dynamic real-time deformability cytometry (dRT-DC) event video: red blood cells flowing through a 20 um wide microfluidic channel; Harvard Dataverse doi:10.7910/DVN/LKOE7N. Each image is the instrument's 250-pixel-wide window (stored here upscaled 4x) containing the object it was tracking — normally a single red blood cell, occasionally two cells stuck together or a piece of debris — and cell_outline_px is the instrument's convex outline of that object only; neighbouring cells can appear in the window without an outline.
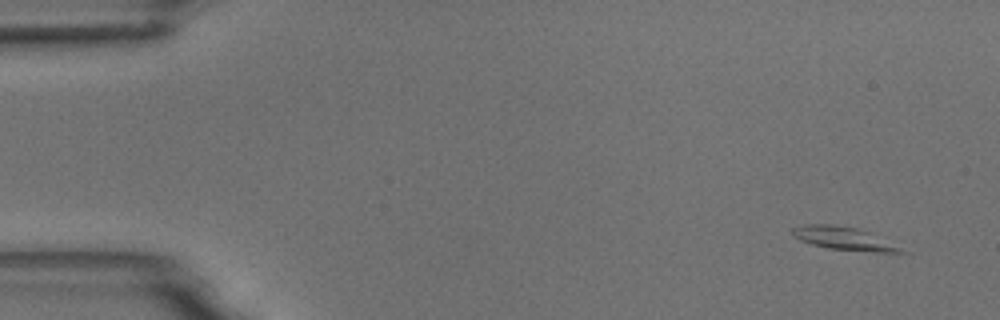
{"species": "common noctule bat (a hibernating species)", "species_latin": "Nyctalus noctula", "temperature_condition": "room temperature", "stored_images_in_passage": 4, "camera_frame_rate_fps": 3000, "um_per_image_px": 0.085, "animal": {"sex": "male", "body_mass_g": 18.8}, "frame": {"image": 1, "passage_image": 1, "time_ms": 0.0, "image_size_px": [1000, 320], "cell_outline_px": [[908, 252], [872, 252], [828, 248], [812, 244], [800, 240], [792, 236], [792, 228], [804, 224], [832, 224], [856, 228], [868, 232]], "centroid_in_image_um": [71.62, 20.26], "position_along_channel_um": 13.4, "area_um2": 14.22}}
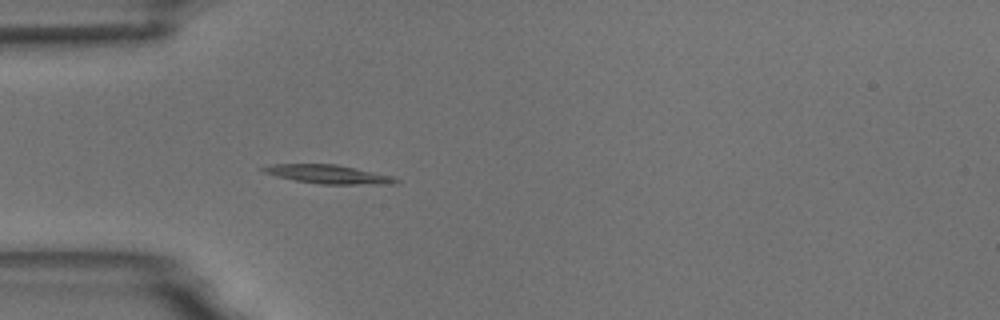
{"frame": {"image": 2, "passage_image": 4, "time_ms": 4.333, "image_size_px": [1000, 320], "cell_outline_px": [[400, 180], [396, 184], [320, 184], [296, 180], [276, 176], [264, 172], [260, 168], [272, 164], [336, 164], [356, 168], [392, 176]], "centroid_in_image_um": [27.92, 14.81], "position_along_channel_um": 57.1, "area_um2": 14.33}}